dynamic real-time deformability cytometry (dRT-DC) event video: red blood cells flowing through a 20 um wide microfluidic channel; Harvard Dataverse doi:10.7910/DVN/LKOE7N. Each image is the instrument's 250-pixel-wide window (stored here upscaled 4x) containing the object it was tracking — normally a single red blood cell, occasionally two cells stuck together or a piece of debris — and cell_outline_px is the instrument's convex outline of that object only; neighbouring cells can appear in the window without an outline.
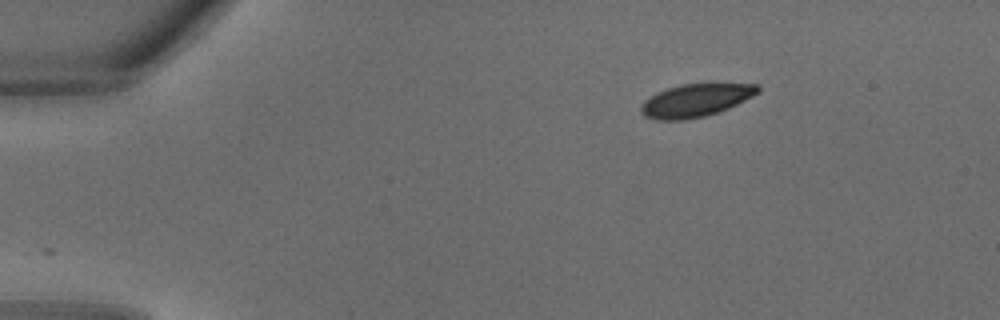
{"species": "common noctule bat (a hibernating species)", "species_latin": "Nyctalus noctula", "temperature_condition": "warm", "stored_images_in_passage": 21, "camera_frame_rate_fps": 3000, "um_per_image_px": 0.085, "animal": {"sex": "male", "body_mass_g": 18.8}, "frame": {"image": 1, "passage_image": 1, "time_ms": 0.0, "image_size_px": [1000, 320], "cell_outline_px": [[760, 92], [728, 108], [704, 116], [684, 120], [656, 120], [644, 116], [640, 112], [640, 104], [644, 100], [656, 92], [680, 84], [716, 80], [760, 84]], "centroid_in_image_um": [59.18, 8.46], "position_along_channel_um": 25.8, "area_um2": 23.47}}
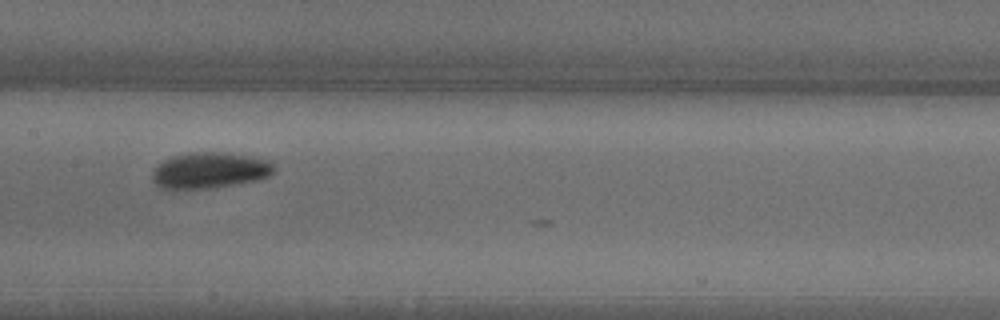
{"frame": {"image": 2, "passage_image": 13, "time_ms": 4.0, "image_size_px": [1000, 320], "cell_outline_px": [[276, 172], [260, 180], [216, 188], [172, 192], [160, 188], [152, 180], [152, 172], [164, 160], [172, 156], [188, 152], [228, 152], [272, 160], [276, 168]], "centroid_in_image_um": [17.84, 14.52], "position_along_channel_um": 189.6, "area_um2": 26.76}}
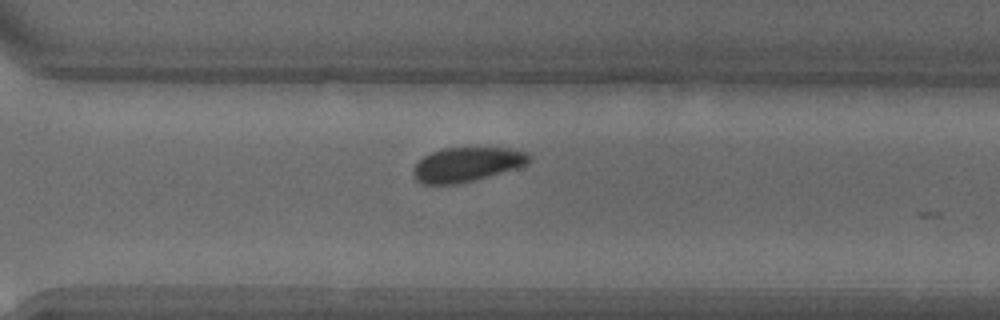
{"frame": {"image": 3, "passage_image": 20, "time_ms": 6.333, "image_size_px": [1000, 320], "cell_outline_px": [[532, 156], [528, 164], [516, 168], [460, 184], [420, 184], [416, 180], [412, 172], [412, 168], [424, 156], [440, 148], [512, 148], [524, 152]], "centroid_in_image_um": [39.66, 13.98], "position_along_channel_um": 330.9, "area_um2": 23.24}}